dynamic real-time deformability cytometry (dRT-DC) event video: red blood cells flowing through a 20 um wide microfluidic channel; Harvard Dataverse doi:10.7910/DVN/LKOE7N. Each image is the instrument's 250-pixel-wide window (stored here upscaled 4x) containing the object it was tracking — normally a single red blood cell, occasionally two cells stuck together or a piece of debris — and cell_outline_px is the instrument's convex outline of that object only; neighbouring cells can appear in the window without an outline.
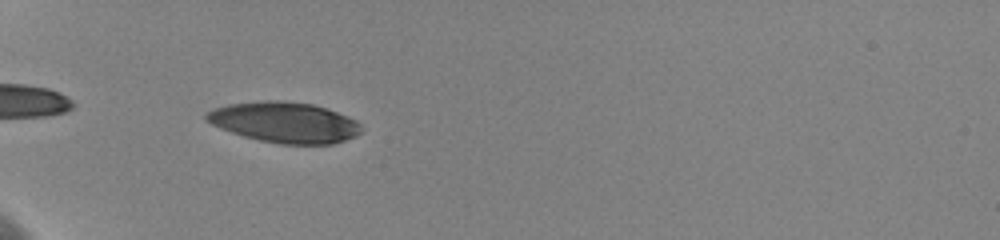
{"species": "human", "species_latin": "Homo sapiens", "temperature_condition": "cold", "stored_images_in_passage": 6, "camera_frame_rate_fps": 3000, "um_per_image_px": 0.085, "donor": {"sex": "female"}, "frame": {"image": 1, "passage_image": 2, "time_ms": 0.667, "image_size_px": [1000, 240], "cell_outline_px": [[360, 132], [356, 136], [332, 144], [280, 144], [260, 140], [244, 136], [220, 128], [204, 120], [204, 112], [212, 108], [228, 104], [264, 100], [280, 100], [312, 104], [336, 112], [356, 120], [360, 124]], "centroid_in_image_um": [24.13, 10.39], "position_along_channel_um": 60.9, "area_um2": 36.65}}